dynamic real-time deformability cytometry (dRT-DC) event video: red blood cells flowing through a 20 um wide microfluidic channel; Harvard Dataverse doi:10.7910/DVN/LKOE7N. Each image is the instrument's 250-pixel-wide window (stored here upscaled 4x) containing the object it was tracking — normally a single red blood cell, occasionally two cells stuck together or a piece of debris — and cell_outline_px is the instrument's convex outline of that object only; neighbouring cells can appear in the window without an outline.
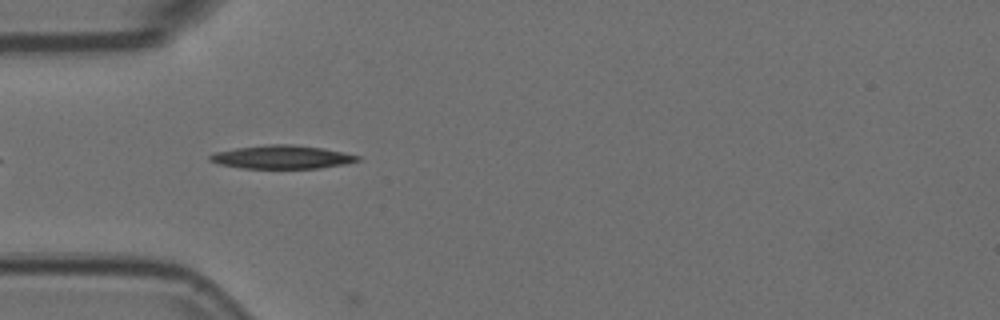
{"species": "Egyptian fruit bat (a non-hibernating species)", "species_latin": "Rousettus aegyptiacus", "temperature_condition": "room temperature", "stored_images_in_passage": 5, "camera_frame_rate_fps": 3000, "um_per_image_px": 0.085, "animal": {"sex": "female"}, "frame": {"image": 1, "passage_image": 3, "time_ms": 0.667, "image_size_px": [1000, 320], "cell_outline_px": [[360, 160], [344, 164], [320, 168], [244, 168], [220, 164], [208, 160], [208, 156], [216, 152], [236, 148], [268, 144], [292, 144], [324, 148], [344, 152], [360, 156]], "centroid_in_image_um": [23.99, 13.34], "position_along_channel_um": 61.0, "area_um2": 20.06}}